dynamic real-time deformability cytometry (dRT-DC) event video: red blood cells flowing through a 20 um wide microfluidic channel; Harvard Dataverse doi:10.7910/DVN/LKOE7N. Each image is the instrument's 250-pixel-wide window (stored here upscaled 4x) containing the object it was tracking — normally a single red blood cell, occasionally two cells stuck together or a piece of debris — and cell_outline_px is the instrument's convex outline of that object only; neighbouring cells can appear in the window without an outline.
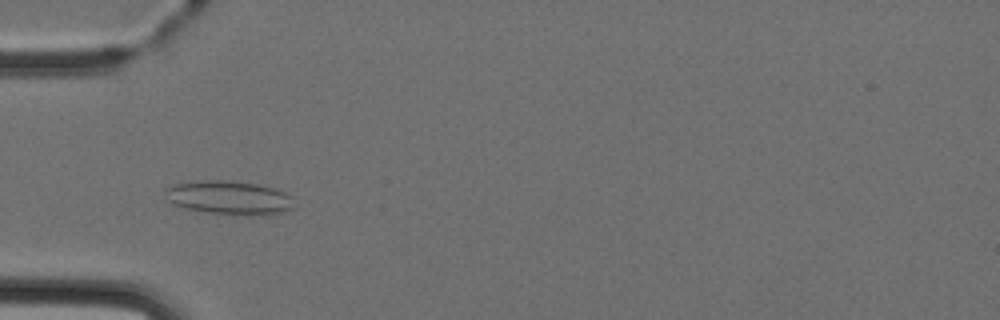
{"species": "Egyptian fruit bat (a non-hibernating species)", "species_latin": "Rousettus aegyptiacus", "temperature_condition": "cold", "stored_images_in_passage": 7, "camera_frame_rate_fps": 3000, "um_per_image_px": 0.085, "animal": {"sex": "female"}, "frame": {"image": 1, "passage_image": 5, "time_ms": 5.333, "image_size_px": [1000, 320], "cell_outline_px": [[292, 208], [284, 212], [252, 216], [248, 216], [204, 212], [184, 208], [172, 204], [168, 200], [164, 192], [164, 188], [176, 184], [204, 180], [224, 180], [256, 184], [276, 188], [292, 196]], "centroid_in_image_um": [19.46, 16.81], "position_along_channel_um": 65.5, "area_um2": 25.49}}
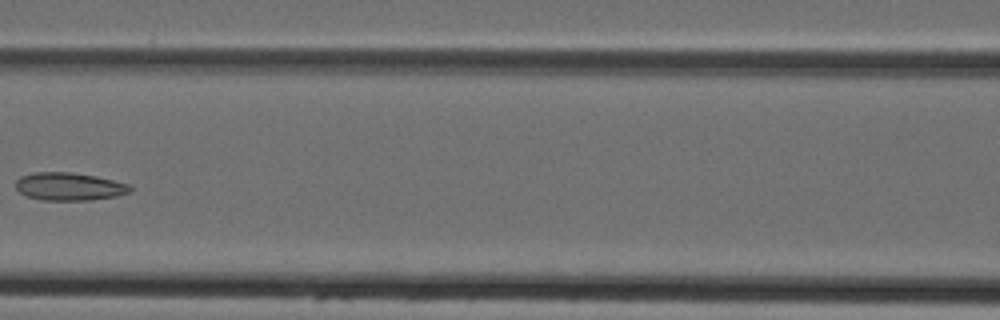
{"frame": {"image": 2, "passage_image": 7, "time_ms": 7.667, "image_size_px": [1000, 320], "cell_outline_px": [[132, 192], [116, 196], [88, 200], [40, 200], [28, 196], [20, 192], [16, 188], [16, 180], [20, 176], [36, 172], [72, 172], [96, 176], [132, 184]], "centroid_in_image_um": [5.92, 15.85], "position_along_channel_um": 160.7, "area_um2": 18.73}}